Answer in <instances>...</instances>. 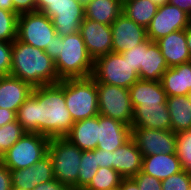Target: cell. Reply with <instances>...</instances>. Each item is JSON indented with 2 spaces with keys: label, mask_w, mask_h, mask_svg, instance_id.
I'll use <instances>...</instances> for the list:
<instances>
[{
  "label": "cell",
  "mask_w": 191,
  "mask_h": 190,
  "mask_svg": "<svg viewBox=\"0 0 191 190\" xmlns=\"http://www.w3.org/2000/svg\"><path fill=\"white\" fill-rule=\"evenodd\" d=\"M141 171L162 181L182 171V167L176 154L161 153L143 156Z\"/></svg>",
  "instance_id": "23"
},
{
  "label": "cell",
  "mask_w": 191,
  "mask_h": 190,
  "mask_svg": "<svg viewBox=\"0 0 191 190\" xmlns=\"http://www.w3.org/2000/svg\"><path fill=\"white\" fill-rule=\"evenodd\" d=\"M190 24L189 14L168 3L158 8L156 15L146 28L147 38L156 42L172 32L186 29Z\"/></svg>",
  "instance_id": "11"
},
{
  "label": "cell",
  "mask_w": 191,
  "mask_h": 190,
  "mask_svg": "<svg viewBox=\"0 0 191 190\" xmlns=\"http://www.w3.org/2000/svg\"><path fill=\"white\" fill-rule=\"evenodd\" d=\"M144 50H148V38L139 45L133 47L131 50L122 52L132 65L134 72L138 75L140 68L144 67Z\"/></svg>",
  "instance_id": "35"
},
{
  "label": "cell",
  "mask_w": 191,
  "mask_h": 190,
  "mask_svg": "<svg viewBox=\"0 0 191 190\" xmlns=\"http://www.w3.org/2000/svg\"><path fill=\"white\" fill-rule=\"evenodd\" d=\"M138 185L139 190H162V182L142 171L131 177Z\"/></svg>",
  "instance_id": "37"
},
{
  "label": "cell",
  "mask_w": 191,
  "mask_h": 190,
  "mask_svg": "<svg viewBox=\"0 0 191 190\" xmlns=\"http://www.w3.org/2000/svg\"><path fill=\"white\" fill-rule=\"evenodd\" d=\"M171 130L178 133L191 128V101L188 95L171 96L166 100Z\"/></svg>",
  "instance_id": "27"
},
{
  "label": "cell",
  "mask_w": 191,
  "mask_h": 190,
  "mask_svg": "<svg viewBox=\"0 0 191 190\" xmlns=\"http://www.w3.org/2000/svg\"><path fill=\"white\" fill-rule=\"evenodd\" d=\"M99 114L131 126L133 108L129 89L97 83Z\"/></svg>",
  "instance_id": "9"
},
{
  "label": "cell",
  "mask_w": 191,
  "mask_h": 190,
  "mask_svg": "<svg viewBox=\"0 0 191 190\" xmlns=\"http://www.w3.org/2000/svg\"><path fill=\"white\" fill-rule=\"evenodd\" d=\"M59 42H62V37L56 34L50 47H47L45 52L55 61L59 57Z\"/></svg>",
  "instance_id": "42"
},
{
  "label": "cell",
  "mask_w": 191,
  "mask_h": 190,
  "mask_svg": "<svg viewBox=\"0 0 191 190\" xmlns=\"http://www.w3.org/2000/svg\"><path fill=\"white\" fill-rule=\"evenodd\" d=\"M169 4L184 10L191 16V0H169Z\"/></svg>",
  "instance_id": "44"
},
{
  "label": "cell",
  "mask_w": 191,
  "mask_h": 190,
  "mask_svg": "<svg viewBox=\"0 0 191 190\" xmlns=\"http://www.w3.org/2000/svg\"><path fill=\"white\" fill-rule=\"evenodd\" d=\"M11 190H23V189H21V188H16V187H12Z\"/></svg>",
  "instance_id": "51"
},
{
  "label": "cell",
  "mask_w": 191,
  "mask_h": 190,
  "mask_svg": "<svg viewBox=\"0 0 191 190\" xmlns=\"http://www.w3.org/2000/svg\"><path fill=\"white\" fill-rule=\"evenodd\" d=\"M14 12L22 13L36 12V0H12Z\"/></svg>",
  "instance_id": "38"
},
{
  "label": "cell",
  "mask_w": 191,
  "mask_h": 190,
  "mask_svg": "<svg viewBox=\"0 0 191 190\" xmlns=\"http://www.w3.org/2000/svg\"><path fill=\"white\" fill-rule=\"evenodd\" d=\"M175 154L180 160L182 170L191 173V128L176 133Z\"/></svg>",
  "instance_id": "31"
},
{
  "label": "cell",
  "mask_w": 191,
  "mask_h": 190,
  "mask_svg": "<svg viewBox=\"0 0 191 190\" xmlns=\"http://www.w3.org/2000/svg\"><path fill=\"white\" fill-rule=\"evenodd\" d=\"M168 68L158 44L148 38V50H144V67L140 68L139 79L144 81H161L163 74Z\"/></svg>",
  "instance_id": "25"
},
{
  "label": "cell",
  "mask_w": 191,
  "mask_h": 190,
  "mask_svg": "<svg viewBox=\"0 0 191 190\" xmlns=\"http://www.w3.org/2000/svg\"><path fill=\"white\" fill-rule=\"evenodd\" d=\"M162 190H190L191 173L184 170L172 174L165 180H162Z\"/></svg>",
  "instance_id": "34"
},
{
  "label": "cell",
  "mask_w": 191,
  "mask_h": 190,
  "mask_svg": "<svg viewBox=\"0 0 191 190\" xmlns=\"http://www.w3.org/2000/svg\"><path fill=\"white\" fill-rule=\"evenodd\" d=\"M97 163V148L94 150L82 151L78 172V190H83L93 179L99 168Z\"/></svg>",
  "instance_id": "30"
},
{
  "label": "cell",
  "mask_w": 191,
  "mask_h": 190,
  "mask_svg": "<svg viewBox=\"0 0 191 190\" xmlns=\"http://www.w3.org/2000/svg\"><path fill=\"white\" fill-rule=\"evenodd\" d=\"M11 182L10 170L0 161V190H11Z\"/></svg>",
  "instance_id": "39"
},
{
  "label": "cell",
  "mask_w": 191,
  "mask_h": 190,
  "mask_svg": "<svg viewBox=\"0 0 191 190\" xmlns=\"http://www.w3.org/2000/svg\"><path fill=\"white\" fill-rule=\"evenodd\" d=\"M12 43L0 41V77L10 75Z\"/></svg>",
  "instance_id": "36"
},
{
  "label": "cell",
  "mask_w": 191,
  "mask_h": 190,
  "mask_svg": "<svg viewBox=\"0 0 191 190\" xmlns=\"http://www.w3.org/2000/svg\"><path fill=\"white\" fill-rule=\"evenodd\" d=\"M65 101L74 122L97 116L96 81L92 77L65 79Z\"/></svg>",
  "instance_id": "5"
},
{
  "label": "cell",
  "mask_w": 191,
  "mask_h": 190,
  "mask_svg": "<svg viewBox=\"0 0 191 190\" xmlns=\"http://www.w3.org/2000/svg\"><path fill=\"white\" fill-rule=\"evenodd\" d=\"M10 75L27 82L33 88L60 81L54 60L45 50L25 44L17 38L12 42Z\"/></svg>",
  "instance_id": "2"
},
{
  "label": "cell",
  "mask_w": 191,
  "mask_h": 190,
  "mask_svg": "<svg viewBox=\"0 0 191 190\" xmlns=\"http://www.w3.org/2000/svg\"><path fill=\"white\" fill-rule=\"evenodd\" d=\"M132 138V126L99 114L97 149L113 152Z\"/></svg>",
  "instance_id": "16"
},
{
  "label": "cell",
  "mask_w": 191,
  "mask_h": 190,
  "mask_svg": "<svg viewBox=\"0 0 191 190\" xmlns=\"http://www.w3.org/2000/svg\"><path fill=\"white\" fill-rule=\"evenodd\" d=\"M25 133L26 131L17 120L0 127V158Z\"/></svg>",
  "instance_id": "32"
},
{
  "label": "cell",
  "mask_w": 191,
  "mask_h": 190,
  "mask_svg": "<svg viewBox=\"0 0 191 190\" xmlns=\"http://www.w3.org/2000/svg\"><path fill=\"white\" fill-rule=\"evenodd\" d=\"M168 67H173L191 61L187 47L185 29L170 33L156 41Z\"/></svg>",
  "instance_id": "20"
},
{
  "label": "cell",
  "mask_w": 191,
  "mask_h": 190,
  "mask_svg": "<svg viewBox=\"0 0 191 190\" xmlns=\"http://www.w3.org/2000/svg\"><path fill=\"white\" fill-rule=\"evenodd\" d=\"M158 8L150 0H128L123 2L122 13L135 23L147 28Z\"/></svg>",
  "instance_id": "28"
},
{
  "label": "cell",
  "mask_w": 191,
  "mask_h": 190,
  "mask_svg": "<svg viewBox=\"0 0 191 190\" xmlns=\"http://www.w3.org/2000/svg\"><path fill=\"white\" fill-rule=\"evenodd\" d=\"M50 138L26 132L1 158L9 170H19L35 165L48 154Z\"/></svg>",
  "instance_id": "6"
},
{
  "label": "cell",
  "mask_w": 191,
  "mask_h": 190,
  "mask_svg": "<svg viewBox=\"0 0 191 190\" xmlns=\"http://www.w3.org/2000/svg\"><path fill=\"white\" fill-rule=\"evenodd\" d=\"M48 154L52 160L54 178L70 190H78L82 150L65 137H53L50 138Z\"/></svg>",
  "instance_id": "4"
},
{
  "label": "cell",
  "mask_w": 191,
  "mask_h": 190,
  "mask_svg": "<svg viewBox=\"0 0 191 190\" xmlns=\"http://www.w3.org/2000/svg\"><path fill=\"white\" fill-rule=\"evenodd\" d=\"M81 5L84 7L91 1V0H77Z\"/></svg>",
  "instance_id": "50"
},
{
  "label": "cell",
  "mask_w": 191,
  "mask_h": 190,
  "mask_svg": "<svg viewBox=\"0 0 191 190\" xmlns=\"http://www.w3.org/2000/svg\"><path fill=\"white\" fill-rule=\"evenodd\" d=\"M132 127L171 130L167 104H140L133 110Z\"/></svg>",
  "instance_id": "17"
},
{
  "label": "cell",
  "mask_w": 191,
  "mask_h": 190,
  "mask_svg": "<svg viewBox=\"0 0 191 190\" xmlns=\"http://www.w3.org/2000/svg\"><path fill=\"white\" fill-rule=\"evenodd\" d=\"M185 37L187 41V47L191 54V24L185 29Z\"/></svg>",
  "instance_id": "48"
},
{
  "label": "cell",
  "mask_w": 191,
  "mask_h": 190,
  "mask_svg": "<svg viewBox=\"0 0 191 190\" xmlns=\"http://www.w3.org/2000/svg\"><path fill=\"white\" fill-rule=\"evenodd\" d=\"M85 18L111 25L122 13L121 0H91L85 7Z\"/></svg>",
  "instance_id": "26"
},
{
  "label": "cell",
  "mask_w": 191,
  "mask_h": 190,
  "mask_svg": "<svg viewBox=\"0 0 191 190\" xmlns=\"http://www.w3.org/2000/svg\"><path fill=\"white\" fill-rule=\"evenodd\" d=\"M33 87L11 75L0 77V108L17 114L19 107L32 94Z\"/></svg>",
  "instance_id": "18"
},
{
  "label": "cell",
  "mask_w": 191,
  "mask_h": 190,
  "mask_svg": "<svg viewBox=\"0 0 191 190\" xmlns=\"http://www.w3.org/2000/svg\"><path fill=\"white\" fill-rule=\"evenodd\" d=\"M161 83L167 97L188 95L191 92V61L169 67Z\"/></svg>",
  "instance_id": "21"
},
{
  "label": "cell",
  "mask_w": 191,
  "mask_h": 190,
  "mask_svg": "<svg viewBox=\"0 0 191 190\" xmlns=\"http://www.w3.org/2000/svg\"><path fill=\"white\" fill-rule=\"evenodd\" d=\"M122 177L116 170L99 167L90 183L83 190H111L119 188Z\"/></svg>",
  "instance_id": "29"
},
{
  "label": "cell",
  "mask_w": 191,
  "mask_h": 190,
  "mask_svg": "<svg viewBox=\"0 0 191 190\" xmlns=\"http://www.w3.org/2000/svg\"><path fill=\"white\" fill-rule=\"evenodd\" d=\"M120 190H139L137 183L130 178H123L119 186Z\"/></svg>",
  "instance_id": "45"
},
{
  "label": "cell",
  "mask_w": 191,
  "mask_h": 190,
  "mask_svg": "<svg viewBox=\"0 0 191 190\" xmlns=\"http://www.w3.org/2000/svg\"><path fill=\"white\" fill-rule=\"evenodd\" d=\"M142 160V153L132 138L112 152V168L124 178L137 175L141 171Z\"/></svg>",
  "instance_id": "19"
},
{
  "label": "cell",
  "mask_w": 191,
  "mask_h": 190,
  "mask_svg": "<svg viewBox=\"0 0 191 190\" xmlns=\"http://www.w3.org/2000/svg\"><path fill=\"white\" fill-rule=\"evenodd\" d=\"M60 80L91 77L94 60L89 55L80 32L62 37L59 57L54 61Z\"/></svg>",
  "instance_id": "3"
},
{
  "label": "cell",
  "mask_w": 191,
  "mask_h": 190,
  "mask_svg": "<svg viewBox=\"0 0 191 190\" xmlns=\"http://www.w3.org/2000/svg\"><path fill=\"white\" fill-rule=\"evenodd\" d=\"M188 97H189V99H190V101H191V92L188 94Z\"/></svg>",
  "instance_id": "52"
},
{
  "label": "cell",
  "mask_w": 191,
  "mask_h": 190,
  "mask_svg": "<svg viewBox=\"0 0 191 190\" xmlns=\"http://www.w3.org/2000/svg\"><path fill=\"white\" fill-rule=\"evenodd\" d=\"M79 32L93 60L112 52L113 39L110 25L85 18L81 23Z\"/></svg>",
  "instance_id": "14"
},
{
  "label": "cell",
  "mask_w": 191,
  "mask_h": 190,
  "mask_svg": "<svg viewBox=\"0 0 191 190\" xmlns=\"http://www.w3.org/2000/svg\"><path fill=\"white\" fill-rule=\"evenodd\" d=\"M33 190H70L66 185L53 179L49 182L38 184Z\"/></svg>",
  "instance_id": "40"
},
{
  "label": "cell",
  "mask_w": 191,
  "mask_h": 190,
  "mask_svg": "<svg viewBox=\"0 0 191 190\" xmlns=\"http://www.w3.org/2000/svg\"><path fill=\"white\" fill-rule=\"evenodd\" d=\"M12 187L33 190L38 184L49 182L54 178L52 160L47 154L35 165L19 170H10Z\"/></svg>",
  "instance_id": "15"
},
{
  "label": "cell",
  "mask_w": 191,
  "mask_h": 190,
  "mask_svg": "<svg viewBox=\"0 0 191 190\" xmlns=\"http://www.w3.org/2000/svg\"><path fill=\"white\" fill-rule=\"evenodd\" d=\"M18 14L0 9V41L13 42L17 38Z\"/></svg>",
  "instance_id": "33"
},
{
  "label": "cell",
  "mask_w": 191,
  "mask_h": 190,
  "mask_svg": "<svg viewBox=\"0 0 191 190\" xmlns=\"http://www.w3.org/2000/svg\"><path fill=\"white\" fill-rule=\"evenodd\" d=\"M12 121H16V113L6 108H0V127Z\"/></svg>",
  "instance_id": "43"
},
{
  "label": "cell",
  "mask_w": 191,
  "mask_h": 190,
  "mask_svg": "<svg viewBox=\"0 0 191 190\" xmlns=\"http://www.w3.org/2000/svg\"><path fill=\"white\" fill-rule=\"evenodd\" d=\"M16 120L26 132L49 138L65 137L75 123L65 101V79L57 84L34 87L19 107Z\"/></svg>",
  "instance_id": "1"
},
{
  "label": "cell",
  "mask_w": 191,
  "mask_h": 190,
  "mask_svg": "<svg viewBox=\"0 0 191 190\" xmlns=\"http://www.w3.org/2000/svg\"><path fill=\"white\" fill-rule=\"evenodd\" d=\"M97 161L99 167L112 168V152L108 150L97 149Z\"/></svg>",
  "instance_id": "41"
},
{
  "label": "cell",
  "mask_w": 191,
  "mask_h": 190,
  "mask_svg": "<svg viewBox=\"0 0 191 190\" xmlns=\"http://www.w3.org/2000/svg\"><path fill=\"white\" fill-rule=\"evenodd\" d=\"M53 0H36V11L42 12Z\"/></svg>",
  "instance_id": "46"
},
{
  "label": "cell",
  "mask_w": 191,
  "mask_h": 190,
  "mask_svg": "<svg viewBox=\"0 0 191 190\" xmlns=\"http://www.w3.org/2000/svg\"><path fill=\"white\" fill-rule=\"evenodd\" d=\"M112 52L121 53L131 50L147 39L146 28L121 13L111 25Z\"/></svg>",
  "instance_id": "13"
},
{
  "label": "cell",
  "mask_w": 191,
  "mask_h": 190,
  "mask_svg": "<svg viewBox=\"0 0 191 190\" xmlns=\"http://www.w3.org/2000/svg\"><path fill=\"white\" fill-rule=\"evenodd\" d=\"M133 110L140 104H166L167 95L161 81L138 80L129 88Z\"/></svg>",
  "instance_id": "24"
},
{
  "label": "cell",
  "mask_w": 191,
  "mask_h": 190,
  "mask_svg": "<svg viewBox=\"0 0 191 190\" xmlns=\"http://www.w3.org/2000/svg\"><path fill=\"white\" fill-rule=\"evenodd\" d=\"M52 19L56 32L61 37L80 31L85 19V9L77 0H53L43 11Z\"/></svg>",
  "instance_id": "10"
},
{
  "label": "cell",
  "mask_w": 191,
  "mask_h": 190,
  "mask_svg": "<svg viewBox=\"0 0 191 190\" xmlns=\"http://www.w3.org/2000/svg\"><path fill=\"white\" fill-rule=\"evenodd\" d=\"M91 77L96 83L115 85L127 89L139 80L138 74L134 72L132 65L122 52H110L96 58Z\"/></svg>",
  "instance_id": "7"
},
{
  "label": "cell",
  "mask_w": 191,
  "mask_h": 190,
  "mask_svg": "<svg viewBox=\"0 0 191 190\" xmlns=\"http://www.w3.org/2000/svg\"><path fill=\"white\" fill-rule=\"evenodd\" d=\"M98 133L99 114L92 118L76 121L65 138L82 151H89L97 148Z\"/></svg>",
  "instance_id": "22"
},
{
  "label": "cell",
  "mask_w": 191,
  "mask_h": 190,
  "mask_svg": "<svg viewBox=\"0 0 191 190\" xmlns=\"http://www.w3.org/2000/svg\"><path fill=\"white\" fill-rule=\"evenodd\" d=\"M0 9L14 12L12 0H0Z\"/></svg>",
  "instance_id": "47"
},
{
  "label": "cell",
  "mask_w": 191,
  "mask_h": 190,
  "mask_svg": "<svg viewBox=\"0 0 191 190\" xmlns=\"http://www.w3.org/2000/svg\"><path fill=\"white\" fill-rule=\"evenodd\" d=\"M56 34L52 19L42 12L22 13L18 16L17 39L25 44L46 50Z\"/></svg>",
  "instance_id": "8"
},
{
  "label": "cell",
  "mask_w": 191,
  "mask_h": 190,
  "mask_svg": "<svg viewBox=\"0 0 191 190\" xmlns=\"http://www.w3.org/2000/svg\"><path fill=\"white\" fill-rule=\"evenodd\" d=\"M150 1L153 2L155 5H157L158 7L169 3V0H150Z\"/></svg>",
  "instance_id": "49"
},
{
  "label": "cell",
  "mask_w": 191,
  "mask_h": 190,
  "mask_svg": "<svg viewBox=\"0 0 191 190\" xmlns=\"http://www.w3.org/2000/svg\"><path fill=\"white\" fill-rule=\"evenodd\" d=\"M132 139L142 156L175 154L176 133L172 130L132 127Z\"/></svg>",
  "instance_id": "12"
}]
</instances>
